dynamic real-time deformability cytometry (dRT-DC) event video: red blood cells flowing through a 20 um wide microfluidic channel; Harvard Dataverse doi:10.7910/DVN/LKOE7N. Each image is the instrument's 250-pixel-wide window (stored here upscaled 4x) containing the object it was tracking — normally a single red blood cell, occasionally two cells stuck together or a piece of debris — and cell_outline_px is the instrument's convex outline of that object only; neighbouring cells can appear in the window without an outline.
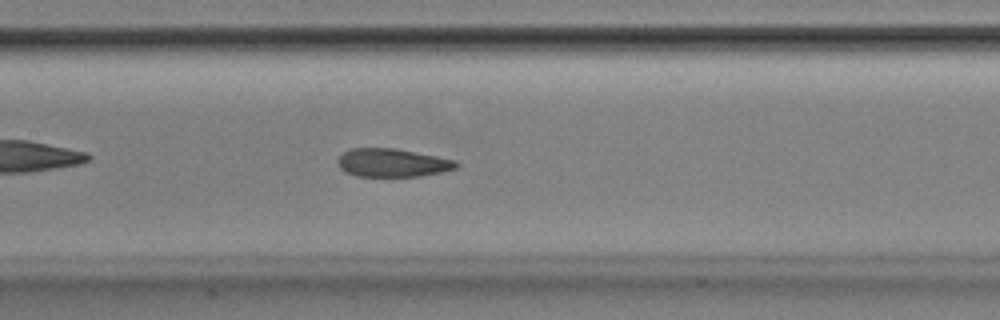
{"species": "Egyptian fruit bat (a non-hibernating species)", "species_latin": "Rousettus aegyptiacus", "temperature_condition": "room temperature", "stored_images_in_passage": 40, "camera_frame_rate_fps": 3000, "um_per_image_px": 0.085, "animal": {"sex": "male"}, "frame": {"image": 1, "passage_image": 12, "time_ms": 3.667, "image_size_px": [1000, 320], "cell_outline_px": [[460, 164], [456, 168], [440, 172], [420, 176], [356, 176], [344, 172], [340, 168], [336, 160], [348, 148], [396, 148], [456, 160]], "centroid_in_image_um": [33.32, 13.83], "position_along_channel_um": 174.1, "area_um2": 19.59}, "authors_computed_cell_mechanics": {"area_um2": 20.23, "velocity_mm_per_s": 3.888, "shape_relaxation_time_tau1_ms": 7.5643, "shape_relaxation_time_tau2_ms": 1.9118, "deformation_change_tau1": 0.1774, "deformation_change_tau2": 0.0768}}